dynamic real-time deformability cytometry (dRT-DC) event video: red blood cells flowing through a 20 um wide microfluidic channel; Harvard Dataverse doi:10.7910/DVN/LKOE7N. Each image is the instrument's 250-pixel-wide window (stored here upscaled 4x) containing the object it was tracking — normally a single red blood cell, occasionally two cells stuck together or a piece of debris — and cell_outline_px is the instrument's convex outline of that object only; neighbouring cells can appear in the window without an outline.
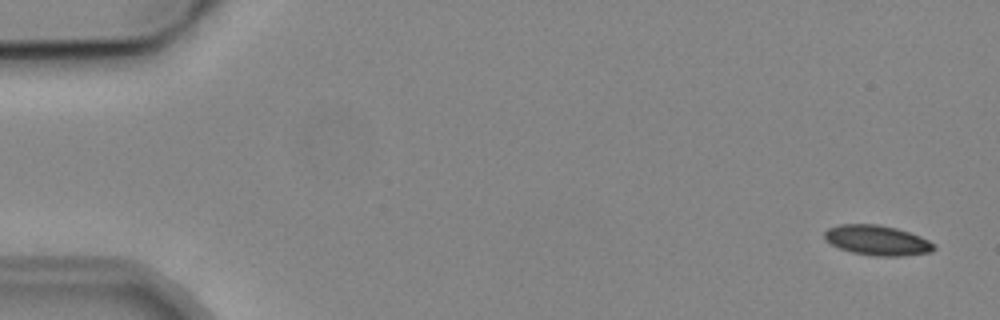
{"species": "common noctule bat (a hibernating species)", "species_latin": "Nyctalus noctula", "temperature_condition": "cold", "stored_images_in_passage": 5, "camera_frame_rate_fps": 3000, "um_per_image_px": 0.085, "animal": {"sex": "male", "body_mass_g": 19.2, "forearm_length_mm": 51.8}, "frame": {"image": 1, "passage_image": 1, "time_ms": 0.0, "image_size_px": [1000, 320], "cell_outline_px": [[936, 248], [932, 252], [904, 256], [876, 256], [852, 252], [840, 248], [824, 240], [824, 232], [828, 228], [840, 224], [876, 224], [896, 228], [920, 236], [936, 244]], "centroid_in_image_um": [74.58, 20.43], "position_along_channel_um": 10.4, "area_um2": 19.19}}